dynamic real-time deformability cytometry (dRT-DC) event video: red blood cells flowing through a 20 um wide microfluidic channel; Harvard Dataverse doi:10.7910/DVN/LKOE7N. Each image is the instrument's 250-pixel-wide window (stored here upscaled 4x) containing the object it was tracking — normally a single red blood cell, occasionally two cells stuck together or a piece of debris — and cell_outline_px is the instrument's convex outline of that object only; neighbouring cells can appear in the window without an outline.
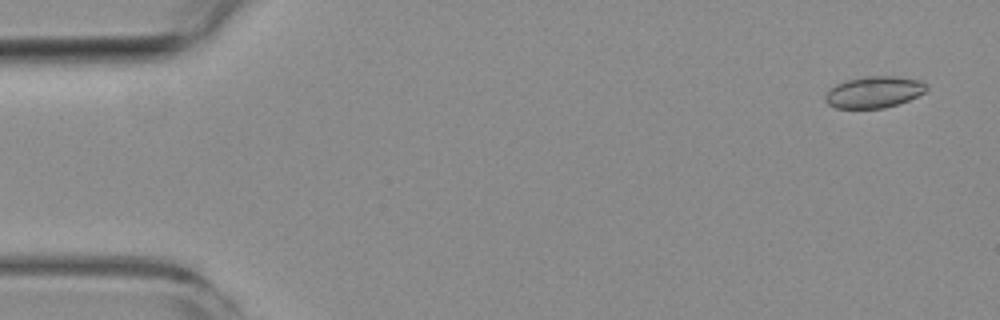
{"species": "common noctule bat (a hibernating species)", "species_latin": "Nyctalus noctula", "temperature_condition": "room temperature", "stored_images_in_passage": 4, "camera_frame_rate_fps": 3000, "um_per_image_px": 0.085, "animal": {"sex": "female", "body_mass_g": 19.3, "forearm_length_mm": 54.1}, "frame": {"image": 1, "passage_image": 1, "time_ms": 0.0, "image_size_px": [1000, 320], "cell_outline_px": [[928, 88], [924, 92], [908, 100], [884, 108], [836, 108], [828, 104], [824, 100], [824, 96], [836, 84], [848, 80], [864, 76], [892, 76], [920, 80], [928, 84]], "centroid_in_image_um": [74.29, 7.82], "position_along_channel_um": 10.7, "area_um2": 18.44}}